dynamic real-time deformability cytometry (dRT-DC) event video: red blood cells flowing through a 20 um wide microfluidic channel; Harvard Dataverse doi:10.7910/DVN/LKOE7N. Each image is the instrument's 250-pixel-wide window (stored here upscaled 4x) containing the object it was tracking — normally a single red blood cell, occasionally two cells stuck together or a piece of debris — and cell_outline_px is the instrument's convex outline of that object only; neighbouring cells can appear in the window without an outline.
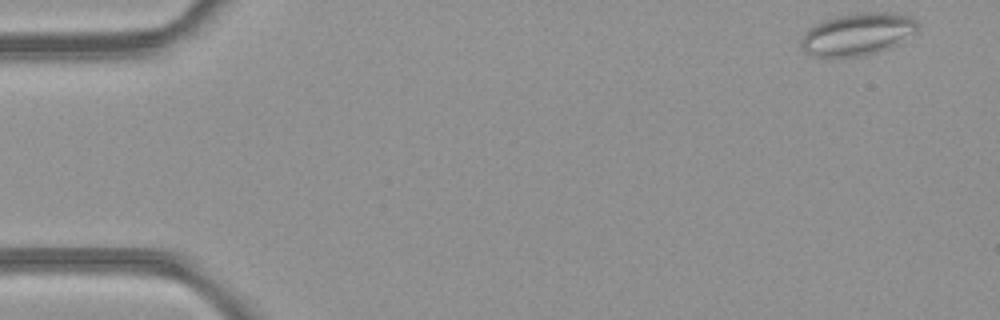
{"species": "common noctule bat (a hibernating species)", "species_latin": "Nyctalus noctula", "temperature_condition": "room temperature", "stored_images_in_passage": 48, "camera_frame_rate_fps": 3000, "um_per_image_px": 0.085, "animal": {"sex": "female", "body_mass_g": 21.9}, "frame": {"image": 1, "passage_image": 1, "time_ms": 0.0, "image_size_px": [1000, 320], "cell_outline_px": [[916, 32], [888, 48], [856, 56], [816, 56], [800, 48], [800, 40], [808, 28], [824, 20], [836, 16], [856, 12], [888, 12], [908, 16], [916, 20]], "centroid_in_image_um": [72.85, 2.87], "position_along_channel_um": 12.2, "area_um2": 28.15}}
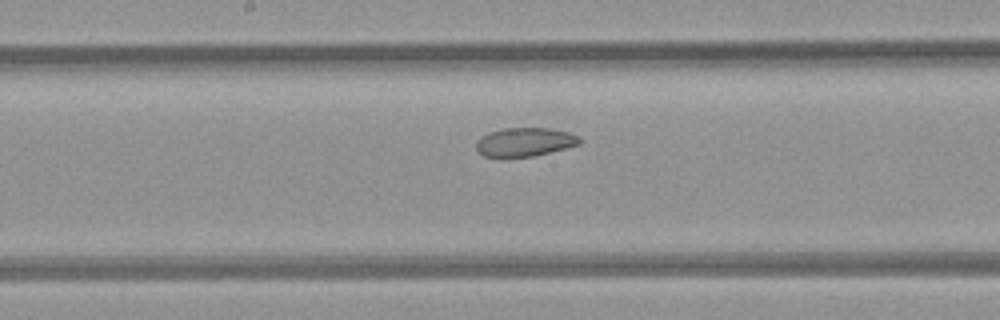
{"frame": {"image": 2, "passage_image": 24, "time_ms": 7.667, "image_size_px": [1000, 320], "cell_outline_px": [[580, 144], [532, 156], [484, 156], [476, 152], [476, 140], [480, 136], [488, 132], [504, 128], [548, 128], [568, 132], [576, 136], [580, 140]], "centroid_in_image_um": [44.53, 12.06], "position_along_channel_um": 203.7, "area_um2": 17.05}}
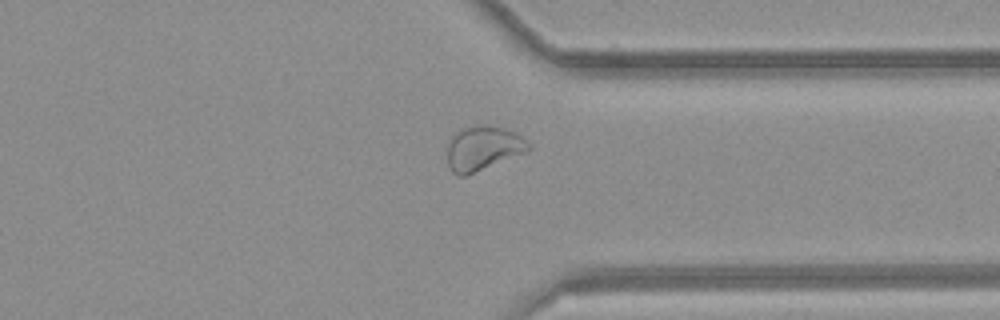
{"frame": {"image": 3, "passage_image": 36, "time_ms": 11.667, "image_size_px": [1000, 320], "cell_outline_px": [[532, 148], [524, 152], [464, 176], [456, 176], [452, 172], [448, 164], [448, 140], [456, 132], [464, 128], [476, 124], [488, 124], [504, 128], [520, 136], [532, 144]], "centroid_in_image_um": [41.03, 12.57], "position_along_channel_um": 370.4, "area_um2": 20.81}, "authors_computed_cell_mechanics": {"area_um2": 22.7732, "velocity_mm_per_s": 4.2155, "shape_relaxation_time_tau1_ms": null, "shape_relaxation_time_tau2_ms": 2.9298, "deformation_change_tau1": null, "deformation_change_tau2": 0.0723}}